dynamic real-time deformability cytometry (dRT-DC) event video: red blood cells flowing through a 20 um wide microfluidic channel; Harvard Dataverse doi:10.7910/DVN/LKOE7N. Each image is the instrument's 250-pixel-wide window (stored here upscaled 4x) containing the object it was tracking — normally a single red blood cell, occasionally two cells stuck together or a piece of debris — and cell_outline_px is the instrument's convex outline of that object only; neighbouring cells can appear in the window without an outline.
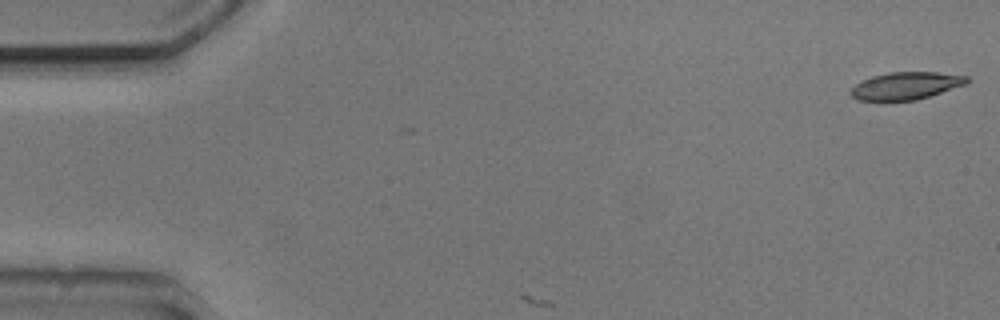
{"species": "common noctule bat (a hibernating species)", "species_latin": "Nyctalus noctula", "temperature_condition": "cold", "stored_images_in_passage": 5, "camera_frame_rate_fps": 3000, "um_per_image_px": 0.085, "animal": {"sex": "male", "body_mass_g": 20.5, "forearm_length_mm": 52.5}, "frame": {"image": 1, "passage_image": 1, "time_ms": 0.0, "image_size_px": [1000, 320], "cell_outline_px": [[968, 84], [916, 100], [856, 100], [848, 92], [856, 84], [872, 76], [888, 72], [936, 72], [968, 76]], "centroid_in_image_um": [77.01, 7.28], "position_along_channel_um": 8.0, "area_um2": 18.5}}
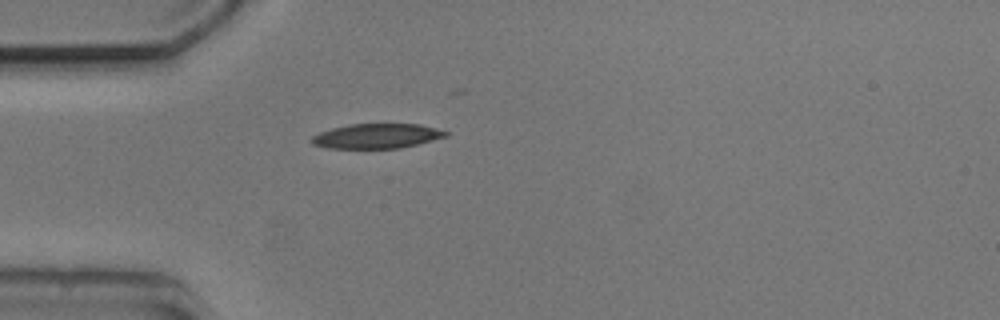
{"frame": {"image": 2, "passage_image": 5, "time_ms": 4.667, "image_size_px": [1000, 320], "cell_outline_px": [[448, 136], [400, 148], [328, 148], [312, 144], [308, 140], [312, 136], [320, 132], [332, 128], [348, 124], [420, 124], [448, 132]], "centroid_in_image_um": [31.97, 11.56], "position_along_channel_um": 53.0, "area_um2": 19.25}}